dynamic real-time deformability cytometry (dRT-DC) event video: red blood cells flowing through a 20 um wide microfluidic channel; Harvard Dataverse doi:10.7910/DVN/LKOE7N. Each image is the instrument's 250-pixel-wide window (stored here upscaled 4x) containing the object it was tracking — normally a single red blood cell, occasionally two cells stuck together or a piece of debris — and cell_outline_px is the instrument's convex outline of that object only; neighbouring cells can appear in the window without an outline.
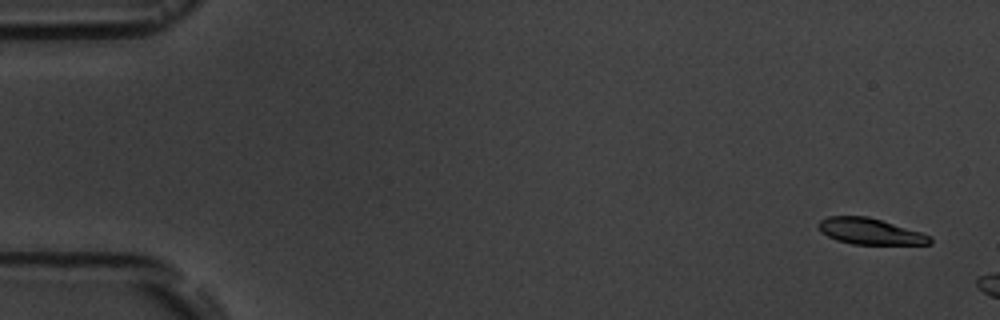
{"species": "common noctule bat (a hibernating species)", "species_latin": "Nyctalus noctula", "temperature_condition": "room temperature", "stored_images_in_passage": 4, "camera_frame_rate_fps": 3000, "um_per_image_px": 0.085, "animal": {"sex": "male", "body_mass_g": 19.5, "forearm_length_mm": 54.6}, "frame": {"image": 1, "passage_image": 1, "time_ms": 0.0, "image_size_px": [1000, 320], "cell_outline_px": [[932, 244], [852, 244], [836, 240], [820, 232], [816, 224], [820, 220], [828, 216], [868, 216], [920, 232], [932, 236]], "centroid_in_image_um": [73.92, 19.66], "position_along_channel_um": 11.1, "area_um2": 16.99}}